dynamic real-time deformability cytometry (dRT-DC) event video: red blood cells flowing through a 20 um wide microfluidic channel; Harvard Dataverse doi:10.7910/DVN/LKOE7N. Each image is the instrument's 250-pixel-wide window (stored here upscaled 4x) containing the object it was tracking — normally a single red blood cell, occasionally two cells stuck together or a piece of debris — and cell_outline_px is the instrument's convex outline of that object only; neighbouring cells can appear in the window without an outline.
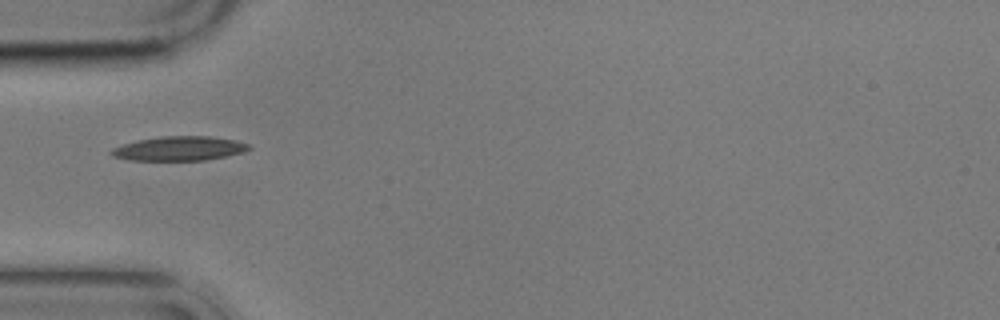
{"species": "common noctule bat (a hibernating species)", "species_latin": "Nyctalus noctula", "temperature_condition": "cold", "stored_images_in_passage": 11, "camera_frame_rate_fps": 3000, "um_per_image_px": 0.085, "animal": {"sex": "male", "body_mass_g": 17.9}, "frame": {"image": 1, "passage_image": 1, "time_ms": 0.0, "image_size_px": [1000, 320], "cell_outline_px": [[252, 148], [244, 152], [228, 156], [204, 160], [128, 160], [112, 156], [108, 152], [112, 148], [136, 140], [160, 136], [208, 136], [236, 140], [248, 144]], "centroid_in_image_um": [15.23, 12.62], "position_along_channel_um": 69.8, "area_um2": 19.59}}
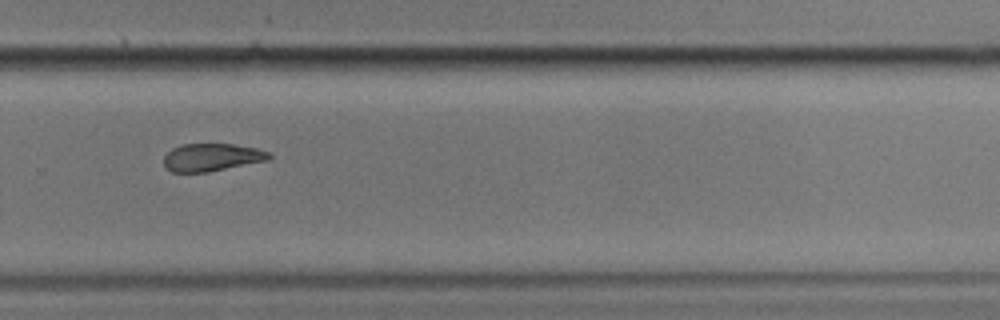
{"frame": {"image": 2, "passage_image": 7, "time_ms": 7.0, "image_size_px": [1000, 320], "cell_outline_px": [[272, 156], [268, 160], [208, 172], [172, 172], [164, 164], [164, 156], [172, 148], [180, 144], [232, 144], [256, 148], [268, 152]], "centroid_in_image_um": [17.99, 13.37], "position_along_channel_um": 311.8, "area_um2": 16.88}}
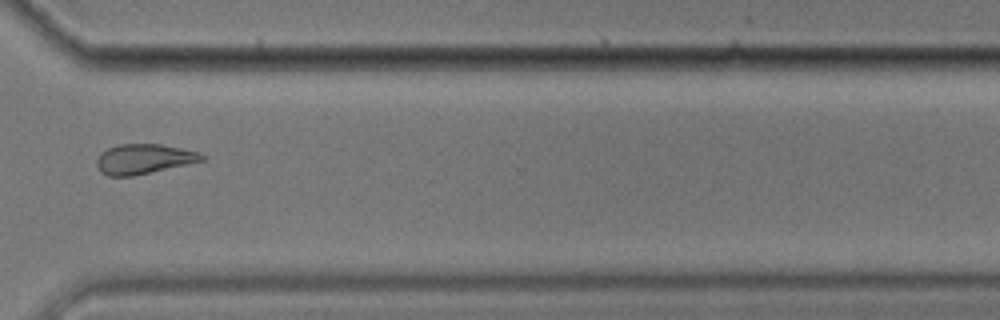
{"frame": {"image": 3, "passage_image": 8, "time_ms": 8.333, "image_size_px": [1000, 320], "cell_outline_px": [[204, 160], [188, 164], [132, 176], [108, 176], [100, 172], [96, 164], [96, 160], [100, 152], [108, 148], [120, 144], [160, 144], [200, 152], [204, 156]], "centroid_in_image_um": [12.19, 13.51], "position_along_channel_um": 358.4, "area_um2": 18.26}, "authors_computed_cell_mechanics": {"area_um2": 18.3804, "velocity_mm_per_s": 3.4695, "shape_relaxation_time_tau1_ms": 6.121, "shape_relaxation_time_tau2_ms": 5.8409, "deformation_change_tau1": 0.1412, "deformation_change_tau2": 0.1296}}